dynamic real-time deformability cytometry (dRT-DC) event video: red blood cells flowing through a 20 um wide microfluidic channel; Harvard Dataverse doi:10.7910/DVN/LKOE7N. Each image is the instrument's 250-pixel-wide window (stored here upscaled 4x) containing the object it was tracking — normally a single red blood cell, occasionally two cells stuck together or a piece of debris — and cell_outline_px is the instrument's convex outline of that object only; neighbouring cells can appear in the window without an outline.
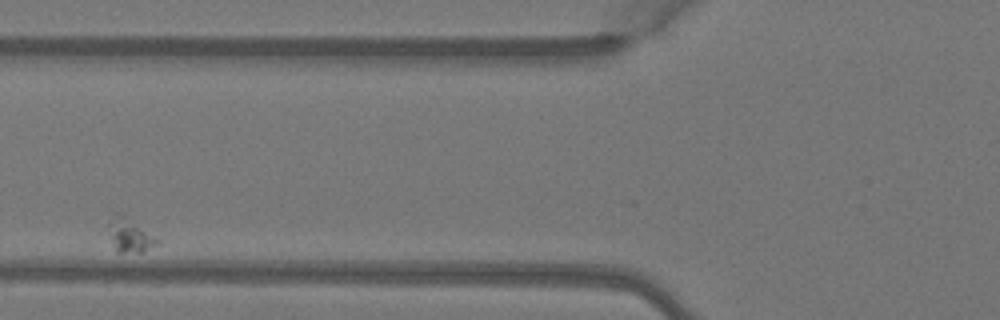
{"species": "Egyptian fruit bat (a non-hibernating species)", "species_latin": "Rousettus aegyptiacus", "temperature_condition": "warm", "stored_images_in_passage": 4, "camera_frame_rate_fps": 3000, "um_per_image_px": 0.085, "animal": {"sex": "female"}, "frame": {"image": 1, "passage_image": 2, "time_ms": 0.333, "image_size_px": [1000, 320], "cell_outline_px": [[160, 244], [140, 252], [116, 252], [112, 244], [108, 224], [112, 212], [124, 212], [160, 236]], "centroid_in_image_um": [11.1, 19.91], "position_along_channel_um": 114.7, "area_um2": 10.52}}
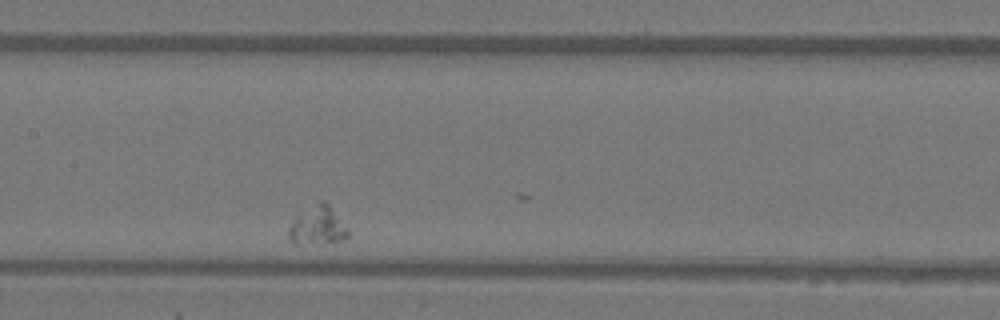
{"frame": {"image": 2, "passage_image": 4, "time_ms": 1.0, "image_size_px": [1000, 320], "cell_outline_px": [[348, 236], [344, 240], [332, 244], [292, 244], [288, 240], [288, 228], [296, 220], [320, 200], [324, 200], [328, 204], [348, 232]], "centroid_in_image_um": [26.99, 19.28], "position_along_channel_um": 180.4, "area_um2": 12.89}}